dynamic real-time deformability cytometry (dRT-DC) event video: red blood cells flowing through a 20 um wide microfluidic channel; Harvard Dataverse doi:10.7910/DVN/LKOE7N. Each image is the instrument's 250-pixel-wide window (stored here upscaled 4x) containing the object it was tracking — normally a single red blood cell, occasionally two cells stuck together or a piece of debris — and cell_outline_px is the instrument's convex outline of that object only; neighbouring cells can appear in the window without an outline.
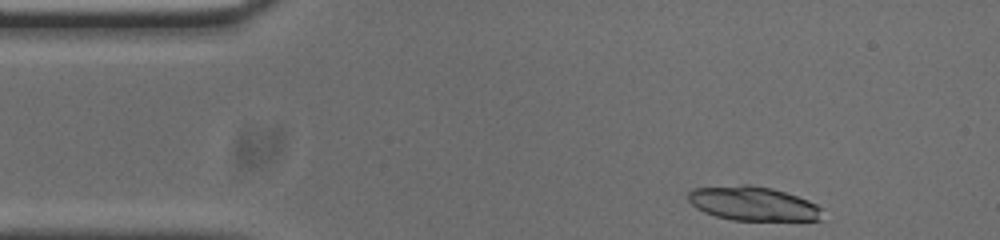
{"species": "common noctule bat (a hibernating species)", "species_latin": "Nyctalus noctula", "temperature_condition": "cold", "stored_images_in_passage": 47, "segment_of_instrument_passage": [1, 2], "camera_frame_rate_fps": 3000, "um_per_image_px": 0.085, "animal": {"sex": "male", "body_mass_g": 20.0, "forearm_length_mm": 53.3}, "frame": {"image": 1, "passage_image": 1, "time_ms": 0.0, "image_size_px": [1000, 240], "cell_outline_px": [[820, 220], [732, 220], [716, 216], [704, 212], [696, 208], [688, 200], [688, 192], [692, 188], [744, 184], [748, 184], [772, 188], [808, 200], [816, 204], [820, 208]], "centroid_in_image_um": [63.95, 17.29], "position_along_channel_um": 21.0, "area_um2": 26.53}}